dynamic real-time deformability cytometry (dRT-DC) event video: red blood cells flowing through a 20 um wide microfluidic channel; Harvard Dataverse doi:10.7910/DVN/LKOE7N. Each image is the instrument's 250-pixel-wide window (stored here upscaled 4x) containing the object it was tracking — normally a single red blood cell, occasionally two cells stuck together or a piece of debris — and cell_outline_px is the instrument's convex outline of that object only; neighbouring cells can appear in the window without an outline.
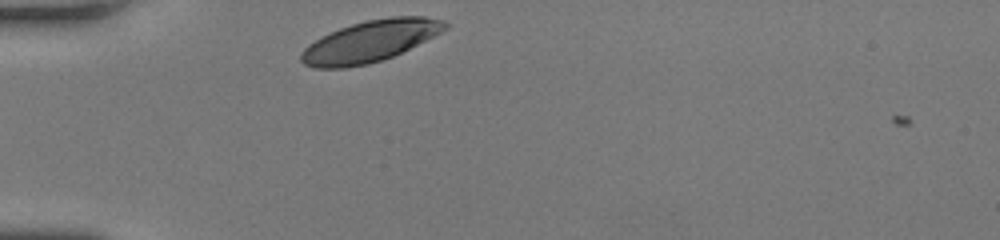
{"species": "human", "species_latin": "Homo sapiens", "temperature_condition": "room temperature", "stored_images_in_passage": 27, "camera_frame_rate_fps": 3000, "um_per_image_px": 0.085, "donor": {"sex": "female"}, "frame": {"image": 1, "passage_image": 1, "time_ms": 0.0, "image_size_px": [1000, 240], "cell_outline_px": [[448, 28], [392, 56], [368, 64], [344, 68], [316, 68], [304, 64], [300, 60], [300, 52], [308, 44], [340, 28], [352, 24], [368, 20], [392, 16], [424, 16], [444, 20], [448, 24]], "centroid_in_image_um": [31.43, 3.5], "position_along_channel_um": 53.6, "area_um2": 34.16}}
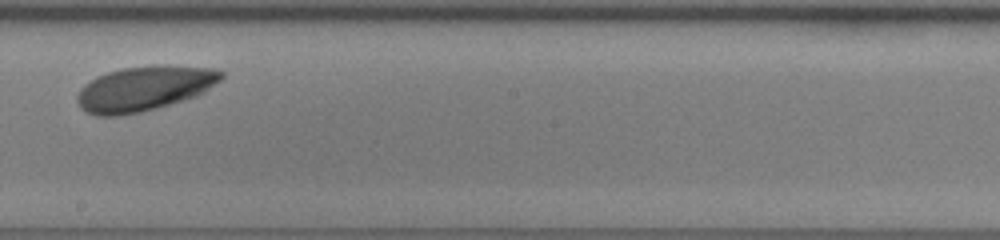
{"frame": {"image": 2, "passage_image": 16, "time_ms": 5.0, "image_size_px": [1000, 240], "cell_outline_px": [[224, 76], [220, 80], [204, 92], [196, 96], [156, 108], [140, 112], [116, 116], [96, 116], [84, 112], [80, 108], [76, 100], [76, 96], [80, 88], [84, 84], [96, 76], [108, 72], [124, 68], [168, 64], [212, 68], [224, 72]], "centroid_in_image_um": [12.24, 7.52], "position_along_channel_um": 236.0, "area_um2": 37.8}}
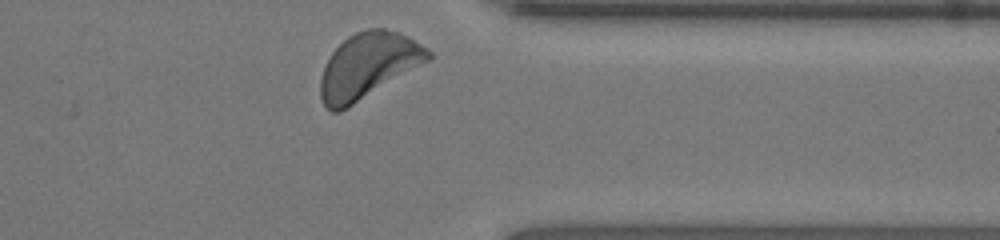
{"frame": {"image": 3, "passage_image": 27, "time_ms": 8.667, "image_size_px": [1000, 240], "cell_outline_px": [[432, 56], [428, 60], [348, 108], [340, 112], [332, 112], [324, 104], [320, 96], [320, 80], [324, 68], [332, 52], [348, 36], [356, 32], [368, 28], [384, 28], [400, 32], [408, 36], [428, 48], [432, 52]], "centroid_in_image_um": [31.28, 5.57], "position_along_channel_um": 380.1, "area_um2": 40.75}, "authors_computed_cell_mechanics": {"area_um2": 36.3562, "velocity_mm_per_s": 4.0097, "shape_relaxation_time_tau1_ms": 1.4696, "shape_relaxation_time_tau2_ms": null, "deformation_change_tau1": 0.0775, "deformation_change_tau2": null}}